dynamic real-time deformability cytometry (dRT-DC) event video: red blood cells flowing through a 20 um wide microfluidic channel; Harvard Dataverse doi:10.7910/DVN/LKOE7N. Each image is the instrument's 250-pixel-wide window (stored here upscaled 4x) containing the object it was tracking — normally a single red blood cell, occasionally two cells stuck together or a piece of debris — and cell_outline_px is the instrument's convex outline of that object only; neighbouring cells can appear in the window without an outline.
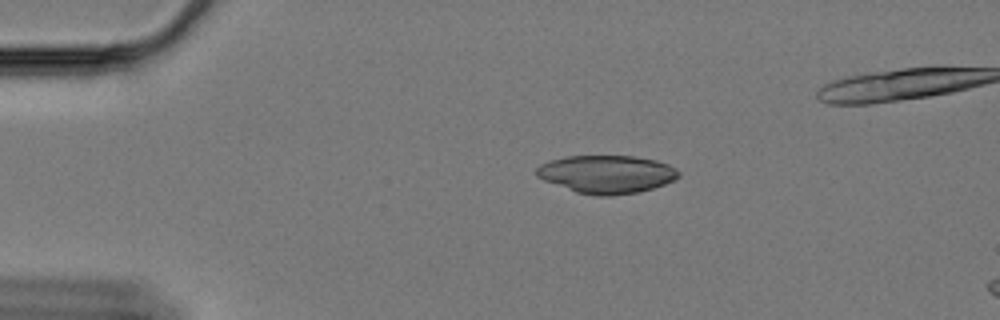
{"species": "Egyptian fruit bat (a non-hibernating species)", "species_latin": "Rousettus aegyptiacus", "temperature_condition": "cold", "stored_images_in_passage": 45, "camera_frame_rate_fps": 3000, "um_per_image_px": 0.085, "animal": {"sex": "female"}, "frame": {"image": 1, "passage_image": 1, "time_ms": 0.0, "image_size_px": [1000, 320], "cell_outline_px": [[680, 176], [676, 180], [640, 192], [612, 196], [596, 196], [576, 192], [544, 180], [536, 176], [536, 168], [540, 164], [564, 156], [632, 156], [656, 160], [668, 164], [676, 168], [680, 172]], "centroid_in_image_um": [51.59, 14.81], "position_along_channel_um": 33.4, "area_um2": 31.62}}
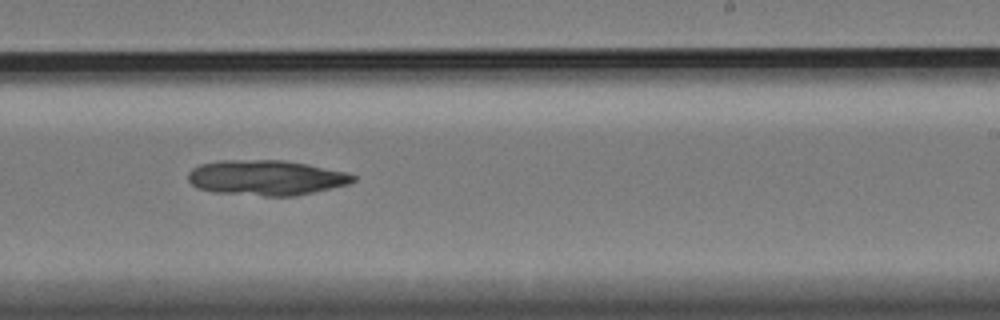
{"frame": {"image": 2, "passage_image": 26, "time_ms": 8.333, "image_size_px": [1000, 320], "cell_outline_px": [[356, 180], [352, 184], [296, 196], [264, 196], [212, 192], [196, 188], [188, 180], [188, 172], [192, 168], [200, 164], [216, 160], [284, 160], [308, 164], [348, 172], [356, 176]], "centroid_in_image_um": [22.64, 15.1], "position_along_channel_um": 266.4, "area_um2": 34.39}}
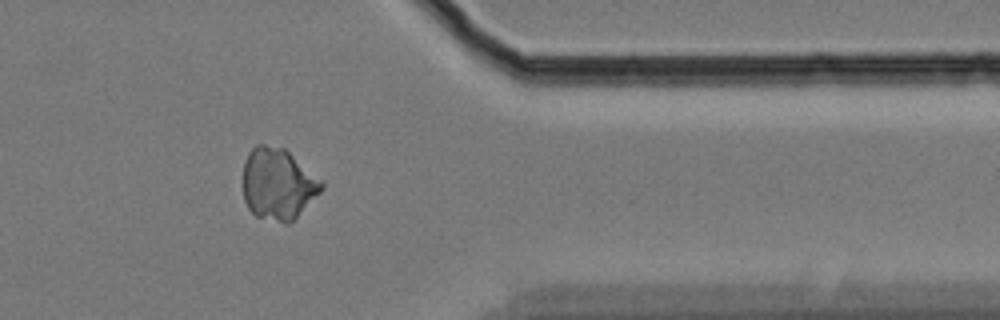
{"frame": {"image": 3, "passage_image": 38, "time_ms": 12.333, "image_size_px": [1000, 320], "cell_outline_px": [[324, 188], [288, 224], [256, 216], [248, 208], [244, 200], [244, 164], [248, 152], [256, 144], [264, 144], [284, 148], [320, 180], [324, 184]], "centroid_in_image_um": [23.6, 15.63], "position_along_channel_um": 387.8, "area_um2": 32.14}}